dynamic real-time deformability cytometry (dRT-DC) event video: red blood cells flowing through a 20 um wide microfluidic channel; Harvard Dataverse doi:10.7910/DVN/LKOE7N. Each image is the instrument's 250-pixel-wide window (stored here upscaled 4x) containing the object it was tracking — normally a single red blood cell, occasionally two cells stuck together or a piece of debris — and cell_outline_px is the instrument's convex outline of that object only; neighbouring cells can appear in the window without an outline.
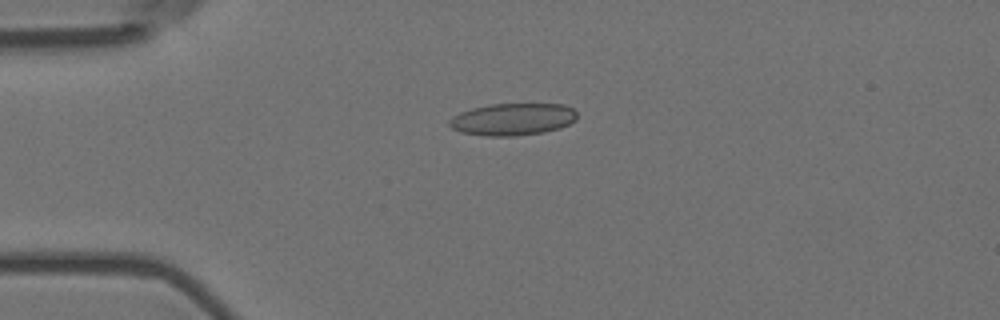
{"species": "Egyptian fruit bat (a non-hibernating species)", "species_latin": "Rousettus aegyptiacus", "temperature_condition": "room temperature", "stored_images_in_passage": 2, "camera_frame_rate_fps": 3000, "um_per_image_px": 0.085, "animal": {"sex": "female"}, "frame": {"image": 1, "passage_image": 1, "time_ms": 0.0, "image_size_px": [1000, 320], "cell_outline_px": [[576, 120], [560, 128], [544, 132], [516, 136], [484, 136], [460, 132], [452, 128], [448, 124], [448, 120], [452, 116], [460, 112], [472, 108], [488, 104], [564, 104], [572, 108], [576, 112]], "centroid_in_image_um": [43.55, 10.14], "position_along_channel_um": 41.4, "area_um2": 24.1}}